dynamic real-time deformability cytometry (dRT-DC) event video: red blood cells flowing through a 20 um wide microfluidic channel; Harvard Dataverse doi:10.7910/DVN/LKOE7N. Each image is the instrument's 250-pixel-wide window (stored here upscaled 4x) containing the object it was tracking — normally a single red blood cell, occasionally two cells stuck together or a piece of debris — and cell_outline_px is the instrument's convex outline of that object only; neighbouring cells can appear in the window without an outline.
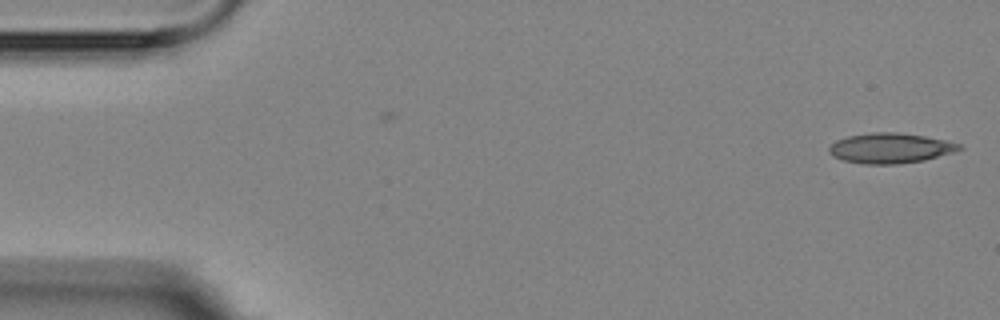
{"species": "Egyptian fruit bat (a non-hibernating species)", "species_latin": "Rousettus aegyptiacus", "temperature_condition": "room temperature", "stored_images_in_passage": 2, "camera_frame_rate_fps": 3000, "um_per_image_px": 0.085, "animal": {"sex": "female"}, "frame": {"image": 1, "passage_image": 2, "time_ms": 1.333, "image_size_px": [1000, 320], "cell_outline_px": [[964, 148], [952, 152], [924, 160], [900, 164], [864, 164], [844, 160], [832, 156], [828, 152], [828, 148], [836, 140], [848, 136], [872, 132], [896, 132], [924, 136], [944, 140], [960, 144]], "centroid_in_image_um": [75.64, 12.59], "position_along_channel_um": 9.4, "area_um2": 22.77}}